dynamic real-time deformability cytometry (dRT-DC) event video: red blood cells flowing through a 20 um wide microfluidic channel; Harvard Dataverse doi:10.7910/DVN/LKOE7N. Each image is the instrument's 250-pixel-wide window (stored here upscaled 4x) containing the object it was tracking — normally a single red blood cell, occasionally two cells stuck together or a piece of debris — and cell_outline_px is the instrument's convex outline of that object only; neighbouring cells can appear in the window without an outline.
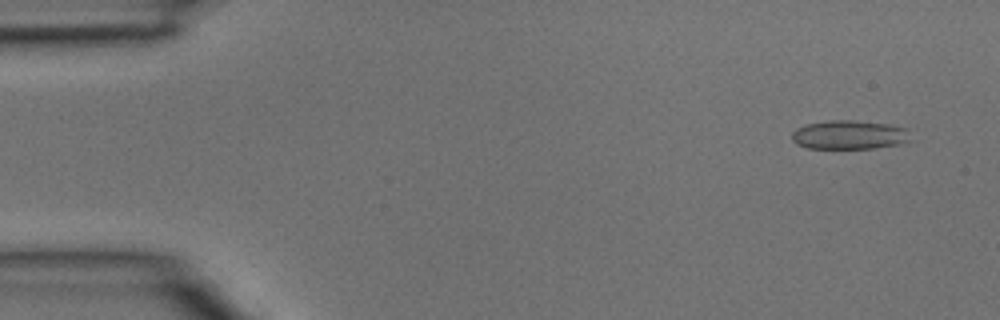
{"species": "common noctule bat (a hibernating species)", "species_latin": "Nyctalus noctula", "temperature_condition": "room temperature", "stored_images_in_passage": 8, "camera_frame_rate_fps": 3000, "um_per_image_px": 0.085, "animal": {"sex": "male", "body_mass_g": 15.6}, "frame": {"image": 1, "passage_image": 3, "time_ms": 0.667, "image_size_px": [1000, 320], "cell_outline_px": [[916, 140], [900, 144], [872, 148], [808, 148], [796, 144], [792, 140], [792, 132], [796, 128], [804, 124], [828, 120], [852, 120], [888, 124], [908, 128]], "centroid_in_image_um": [72.26, 11.45], "position_along_channel_um": 12.7, "area_um2": 20.46}}